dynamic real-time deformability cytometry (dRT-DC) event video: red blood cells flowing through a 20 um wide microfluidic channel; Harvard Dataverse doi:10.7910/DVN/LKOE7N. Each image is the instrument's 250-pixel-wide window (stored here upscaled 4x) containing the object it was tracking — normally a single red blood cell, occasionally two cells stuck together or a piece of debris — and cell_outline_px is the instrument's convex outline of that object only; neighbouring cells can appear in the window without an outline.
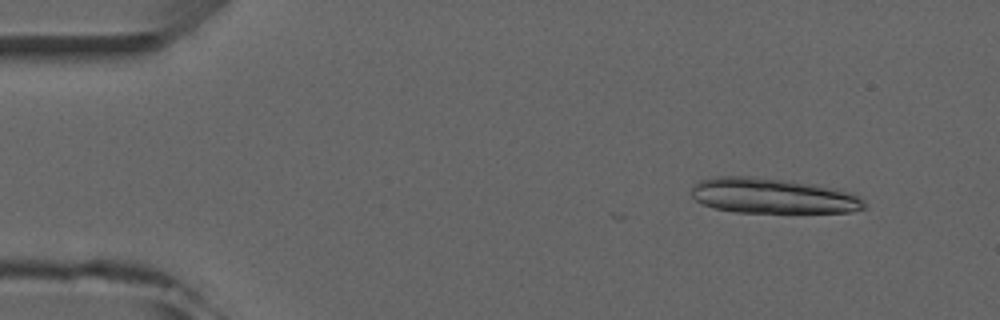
{"species": "common noctule bat (a hibernating species)", "species_latin": "Nyctalus noctula", "temperature_condition": "room temperature", "stored_images_in_passage": 5, "camera_frame_rate_fps": 3000, "um_per_image_px": 0.085, "animal": {"sex": "male", "forearm_length_mm": 52.5}, "frame": {"image": 1, "passage_image": 5, "time_ms": 5.333, "image_size_px": [1000, 320], "cell_outline_px": [[868, 208], [852, 212], [736, 212], [712, 208], [696, 200], [692, 196], [692, 184], [700, 180], [712, 176], [752, 176], [788, 180], [836, 188], [864, 196]], "centroid_in_image_um": [65.73, 16.64], "position_along_channel_um": 19.3, "area_um2": 36.07}}